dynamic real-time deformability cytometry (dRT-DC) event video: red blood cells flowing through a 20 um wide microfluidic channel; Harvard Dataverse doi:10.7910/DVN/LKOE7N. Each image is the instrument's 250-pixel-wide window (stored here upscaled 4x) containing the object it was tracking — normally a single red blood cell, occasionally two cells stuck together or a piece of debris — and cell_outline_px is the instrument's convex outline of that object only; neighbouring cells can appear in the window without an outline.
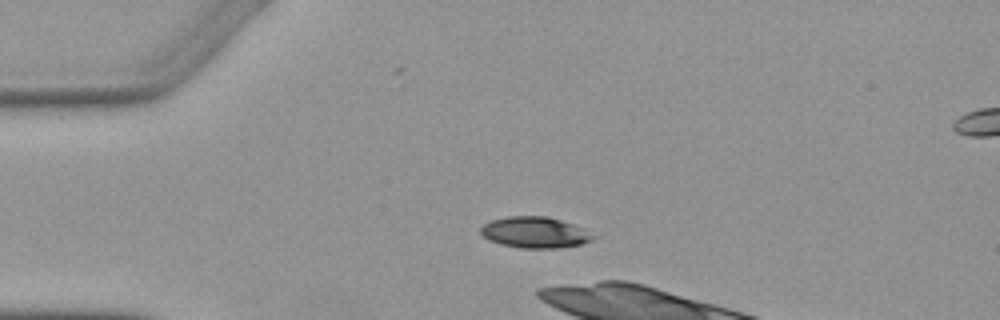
{"species": "Egyptian fruit bat (a non-hibernating species)", "species_latin": "Rousettus aegyptiacus", "temperature_condition": "warm", "stored_images_in_passage": 4, "camera_frame_rate_fps": 3000, "um_per_image_px": 0.085, "animal": {"sex": "female"}, "frame": {"image": 1, "passage_image": 1, "time_ms": 0.0, "image_size_px": [1000, 320], "cell_outline_px": [[596, 236], [592, 240], [580, 244], [556, 248], [520, 248], [500, 244], [488, 240], [480, 232], [480, 228], [484, 224], [492, 220], [508, 216], [548, 216], [584, 228]], "centroid_in_image_um": [45.45, 19.75], "position_along_channel_um": 39.5, "area_um2": 20.35}}